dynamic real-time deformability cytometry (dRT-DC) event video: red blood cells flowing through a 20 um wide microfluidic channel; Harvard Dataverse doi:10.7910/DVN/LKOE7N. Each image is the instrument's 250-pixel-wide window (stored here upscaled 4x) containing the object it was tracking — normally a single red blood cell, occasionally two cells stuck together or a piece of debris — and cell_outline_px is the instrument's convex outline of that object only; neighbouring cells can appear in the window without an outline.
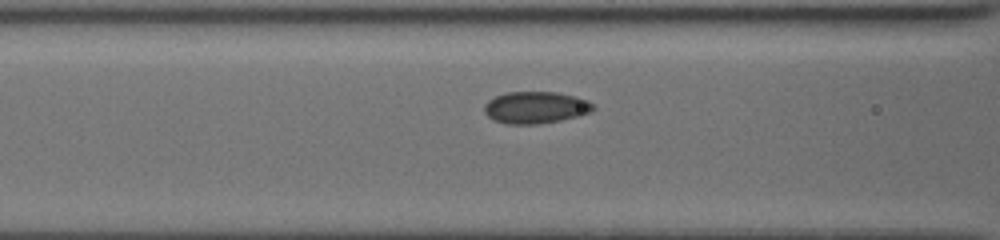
{"species": "common noctule bat (a hibernating species)", "species_latin": "Nyctalus noctula", "temperature_condition": "cold", "stored_images_in_passage": 13, "camera_frame_rate_fps": 3000, "um_per_image_px": 0.085, "animal": {"sex": "female", "body_mass_g": 19.5, "forearm_length_mm": 54.1}, "frame": {"image": 1, "passage_image": 11, "time_ms": 3.333, "image_size_px": [1000, 240], "cell_outline_px": [[596, 108], [592, 112], [580, 116], [540, 124], [504, 124], [488, 116], [484, 112], [484, 104], [488, 100], [504, 92], [556, 92], [576, 96], [588, 100], [596, 104]], "centroid_in_image_um": [45.57, 9.13], "position_along_channel_um": 121.0, "area_um2": 20.58}}